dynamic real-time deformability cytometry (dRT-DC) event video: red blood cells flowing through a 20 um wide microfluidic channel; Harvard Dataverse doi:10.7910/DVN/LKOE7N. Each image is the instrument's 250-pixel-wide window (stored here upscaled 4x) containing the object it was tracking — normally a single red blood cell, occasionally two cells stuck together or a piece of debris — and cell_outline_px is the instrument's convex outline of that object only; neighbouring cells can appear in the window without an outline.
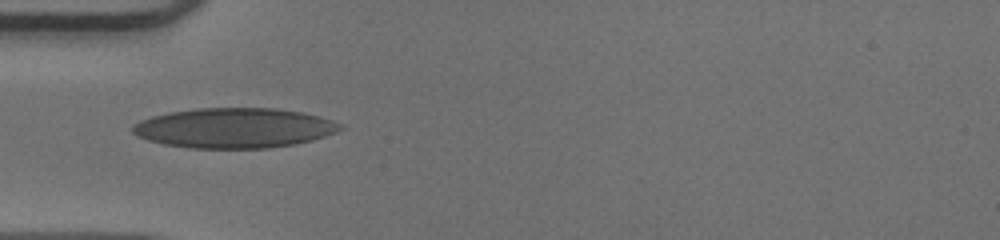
{"species": "human", "species_latin": "Homo sapiens", "temperature_condition": "warm", "stored_images_in_passage": 33, "camera_frame_rate_fps": 3000, "um_per_image_px": 0.085, "donor": {"sex": "male"}, "frame": {"image": 1, "passage_image": 1, "time_ms": 0.0, "image_size_px": [1000, 240], "cell_outline_px": [[344, 128], [336, 132], [312, 140], [292, 144], [268, 148], [188, 148], [164, 144], [148, 140], [136, 136], [132, 132], [132, 124], [140, 120], [152, 116], [168, 112], [196, 108], [276, 108], [304, 112], [320, 116], [344, 124]], "centroid_in_image_um": [19.91, 10.87], "position_along_channel_um": 65.1, "area_um2": 48.67}}
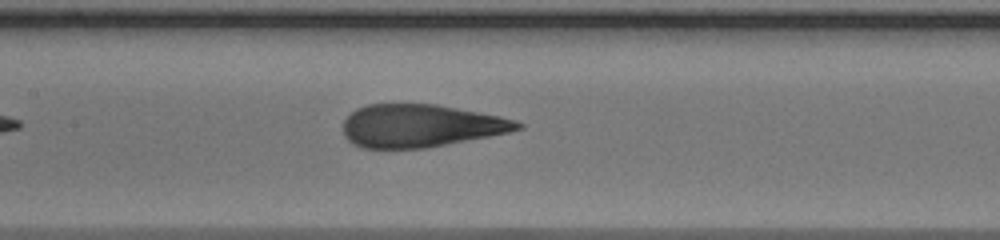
{"frame": {"image": 2, "passage_image": 9, "time_ms": 2.667, "image_size_px": [1000, 240], "cell_outline_px": [[524, 128], [508, 132], [488, 136], [424, 148], [364, 148], [352, 144], [344, 136], [344, 120], [356, 108], [368, 104], [436, 104], [500, 116], [516, 120], [524, 124]], "centroid_in_image_um": [35.74, 10.68], "position_along_channel_um": 171.7, "area_um2": 43.23}}
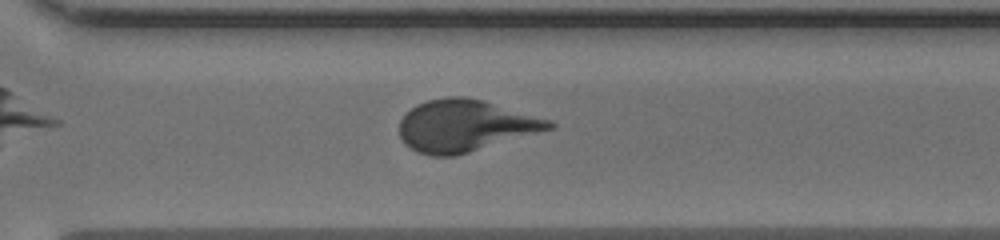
{"frame": {"image": 3, "passage_image": 21, "time_ms": 6.667, "image_size_px": [1000, 240], "cell_outline_px": [[556, 128], [456, 156], [432, 156], [416, 152], [404, 144], [400, 136], [400, 120], [416, 104], [428, 100], [448, 96], [460, 96], [484, 100], [552, 120], [556, 124]], "centroid_in_image_um": [39.57, 10.69], "position_along_channel_um": 331.0, "area_um2": 45.49}, "authors_computed_cell_mechanics": {"area_um2": 44.6216, "velocity_mm_per_s": 4.004, "shape_relaxation_time_tau1_ms": 7.8043, "shape_relaxation_time_tau2_ms": 0.6964, "deformation_change_tau1": 0.2797, "deformation_change_tau2": 0.0837}}